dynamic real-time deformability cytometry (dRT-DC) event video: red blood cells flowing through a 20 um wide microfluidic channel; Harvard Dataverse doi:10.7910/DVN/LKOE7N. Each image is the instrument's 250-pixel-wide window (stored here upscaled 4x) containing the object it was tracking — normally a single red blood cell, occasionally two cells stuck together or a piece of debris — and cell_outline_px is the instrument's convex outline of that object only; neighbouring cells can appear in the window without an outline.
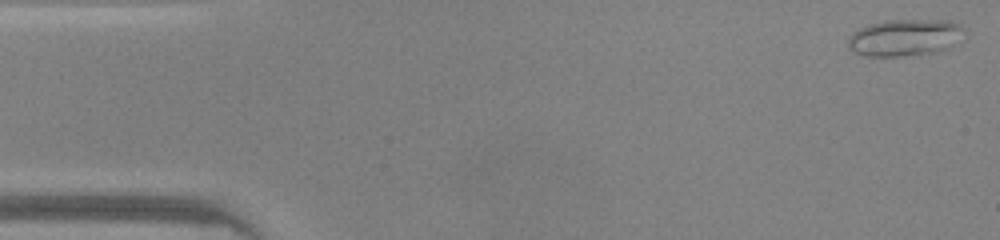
{"species": "common noctule bat (a hibernating species)", "species_latin": "Nyctalus noctula", "temperature_condition": "warm", "stored_images_in_passage": 46, "camera_frame_rate_fps": 3000, "um_per_image_px": 0.085, "animal": {"sex": "male", "body_mass_g": 20.0, "forearm_length_mm": 53.3}, "frame": {"image": 1, "passage_image": 1, "time_ms": 0.0, "image_size_px": [1000, 240], "cell_outline_px": [[960, 28], [952, 44], [948, 48], [936, 52], [916, 56], [864, 56], [852, 52], [848, 48], [848, 36], [852, 32], [868, 24], [888, 20], [952, 20], [960, 24]], "centroid_in_image_um": [76.78, 3.21], "position_along_channel_um": 8.2, "area_um2": 24.8}}
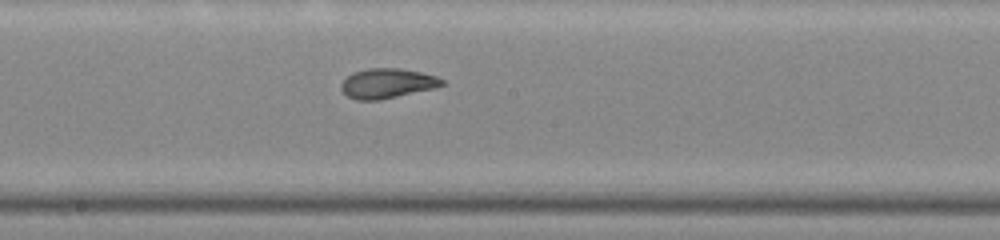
{"frame": {"image": 2, "passage_image": 24, "time_ms": 7.667, "image_size_px": [1000, 240], "cell_outline_px": [[444, 84], [436, 88], [380, 100], [356, 100], [348, 96], [340, 88], [340, 84], [352, 72], [368, 68], [400, 68], [420, 72], [436, 76], [444, 80]], "centroid_in_image_um": [32.91, 7.08], "position_along_channel_um": 215.3, "area_um2": 17.57}}
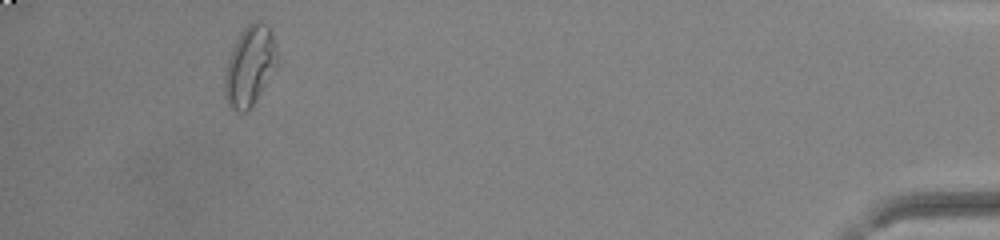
{"frame": {"image": 3, "passage_image": 43, "time_ms": 14.0, "image_size_px": [1000, 240], "cell_outline_px": [[276, 64], [256, 100], [244, 112], [240, 112], [232, 108], [228, 104], [224, 96], [224, 76], [228, 60], [232, 48], [240, 32], [252, 20], [260, 20], [268, 24], [272, 28], [276, 52]], "centroid_in_image_um": [21.21, 5.54], "position_along_channel_um": 414.0, "area_um2": 24.16}, "authors_computed_cell_mechanics": {"area_um2": 19.3919, "velocity_mm_per_s": 4.2738, "shape_relaxation_time_tau1_ms": null, "shape_relaxation_time_tau2_ms": 1.0149, "deformation_change_tau1": null, "deformation_change_tau2": 0.0721}}